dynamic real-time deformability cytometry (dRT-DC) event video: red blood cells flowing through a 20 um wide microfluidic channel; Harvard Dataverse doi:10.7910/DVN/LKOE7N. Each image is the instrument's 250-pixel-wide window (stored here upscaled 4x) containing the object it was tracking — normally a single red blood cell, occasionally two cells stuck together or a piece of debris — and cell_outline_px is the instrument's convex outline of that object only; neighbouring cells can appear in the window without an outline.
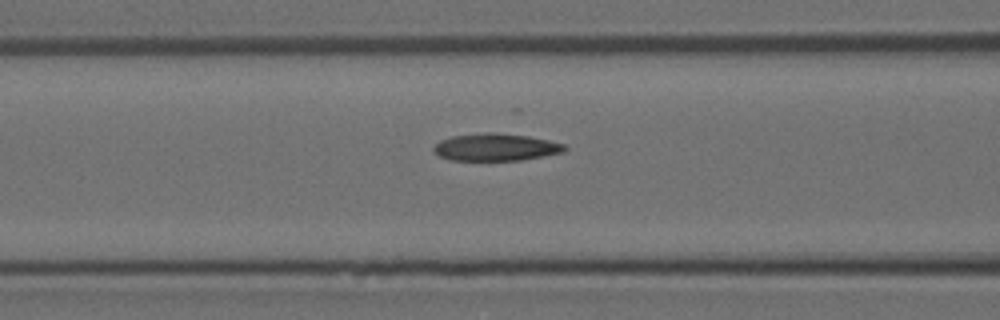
{"species": "Egyptian fruit bat (a non-hibernating species)", "species_latin": "Rousettus aegyptiacus", "temperature_condition": "room temperature", "stored_images_in_passage": 18, "camera_frame_rate_fps": 3000, "um_per_image_px": 0.085, "animal": {"sex": "female"}, "frame": {"image": 1, "passage_image": 13, "time_ms": 4.0, "image_size_px": [1000, 320], "cell_outline_px": [[568, 148], [564, 152], [544, 156], [520, 160], [452, 160], [440, 156], [432, 148], [440, 140], [452, 136], [488, 132], [528, 136], [548, 140], [564, 144]], "centroid_in_image_um": [42.16, 12.51], "position_along_channel_um": 124.4, "area_um2": 20.63}}
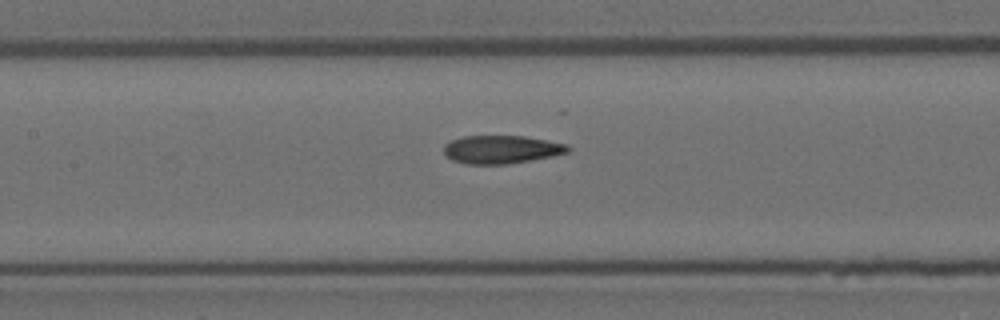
{"frame": {"image": 2, "passage_image": 16, "time_ms": 5.0, "image_size_px": [1000, 320], "cell_outline_px": [[572, 148], [568, 152], [552, 156], [532, 160], [508, 164], [468, 164], [452, 160], [444, 152], [444, 144], [452, 140], [464, 136], [524, 136], [568, 144]], "centroid_in_image_um": [42.65, 12.7], "position_along_channel_um": 164.8, "area_um2": 20.35}}